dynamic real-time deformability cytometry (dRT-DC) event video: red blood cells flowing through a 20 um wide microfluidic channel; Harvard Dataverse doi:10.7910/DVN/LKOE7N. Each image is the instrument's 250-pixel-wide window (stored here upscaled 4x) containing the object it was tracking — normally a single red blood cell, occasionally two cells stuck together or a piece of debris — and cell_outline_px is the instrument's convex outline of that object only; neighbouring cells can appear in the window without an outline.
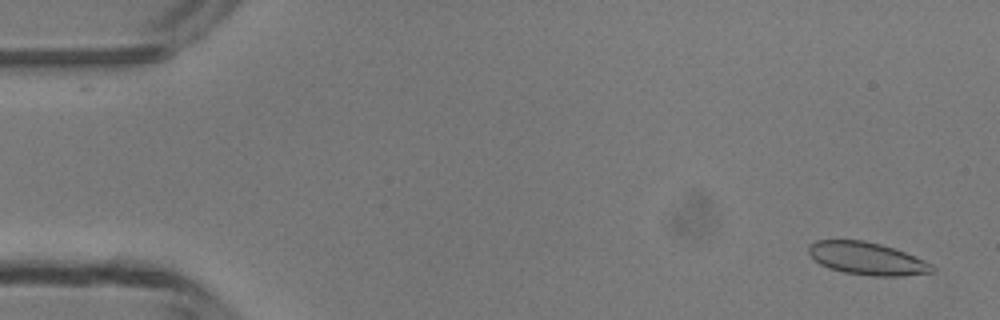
{"species": "common noctule bat (a hibernating species)", "species_latin": "Nyctalus noctula", "temperature_condition": "room temperature", "stored_images_in_passage": 4, "camera_frame_rate_fps": 3000, "um_per_image_px": 0.085, "animal": {"sex": "male", "body_mass_g": 13.3}, "frame": {"image": 1, "passage_image": 1, "time_ms": 0.0, "image_size_px": [1000, 320], "cell_outline_px": [[936, 272], [904, 276], [872, 276], [844, 272], [828, 268], [820, 264], [808, 252], [808, 248], [816, 240], [864, 240], [880, 244], [904, 252], [924, 260], [932, 264], [936, 268]], "centroid_in_image_um": [73.73, 21.99], "position_along_channel_um": 11.3, "area_um2": 23.41}}
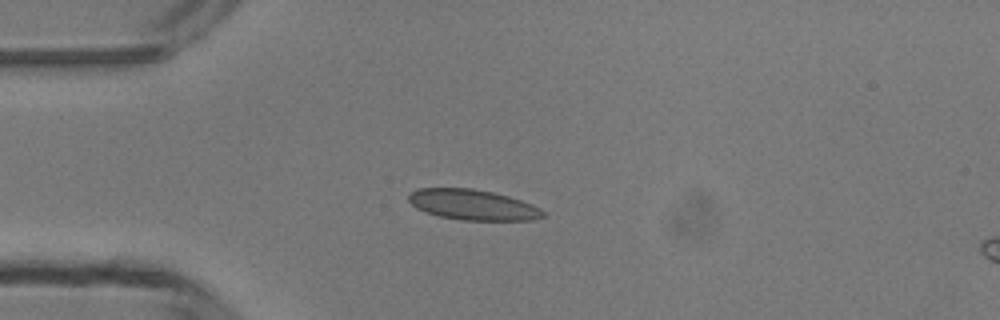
{"frame": {"image": 2, "passage_image": 4, "time_ms": 3.333, "image_size_px": [1000, 320], "cell_outline_px": [[544, 216], [532, 220], [460, 220], [440, 216], [416, 208], [408, 200], [408, 196], [416, 188], [472, 188], [492, 192], [508, 196], [532, 204], [540, 208], [544, 212]], "centroid_in_image_um": [40.18, 17.4], "position_along_channel_um": 44.8, "area_um2": 23.7}}